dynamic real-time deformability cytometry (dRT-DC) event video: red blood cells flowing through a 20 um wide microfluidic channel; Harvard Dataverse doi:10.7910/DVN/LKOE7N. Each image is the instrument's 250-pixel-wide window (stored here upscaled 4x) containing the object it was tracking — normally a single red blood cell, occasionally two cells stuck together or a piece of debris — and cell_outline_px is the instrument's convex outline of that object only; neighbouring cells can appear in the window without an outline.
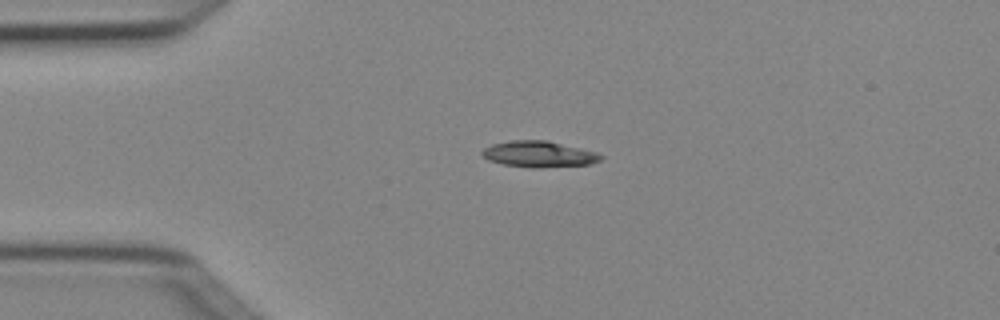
{"species": "Egyptian fruit bat (a non-hibernating species)", "species_latin": "Rousettus aegyptiacus", "temperature_condition": "cold", "stored_images_in_passage": 5, "camera_frame_rate_fps": 3000, "um_per_image_px": 0.085, "animal": {"sex": "female"}, "frame": {"image": 1, "passage_image": 1, "time_ms": 0.0, "image_size_px": [1000, 320], "cell_outline_px": [[604, 156], [600, 160], [592, 164], [540, 168], [532, 168], [504, 164], [488, 160], [480, 152], [484, 148], [492, 144], [512, 140], [548, 140], [596, 152]], "centroid_in_image_um": [45.82, 13.1], "position_along_channel_um": 39.2, "area_um2": 18.09}}
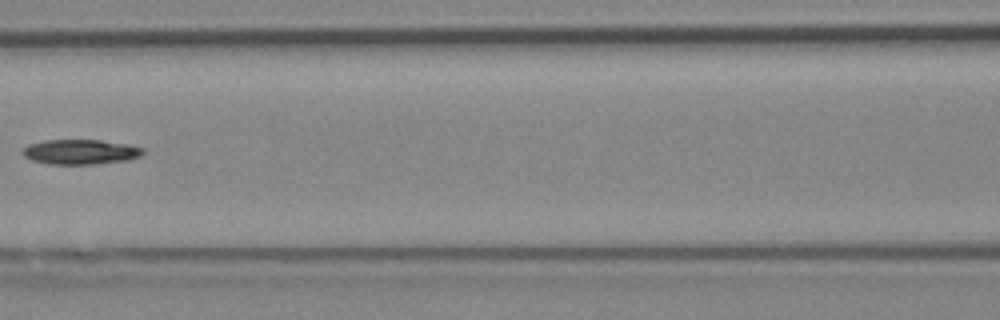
{"frame": {"image": 2, "passage_image": 4, "time_ms": 1.0, "image_size_px": [1000, 320], "cell_outline_px": [[144, 152], [140, 156], [128, 160], [96, 164], [48, 164], [32, 160], [24, 156], [20, 152], [28, 144], [44, 140], [100, 140], [128, 144], [144, 148]], "centroid_in_image_um": [6.83, 12.91], "position_along_channel_um": 159.8, "area_um2": 17.57}}
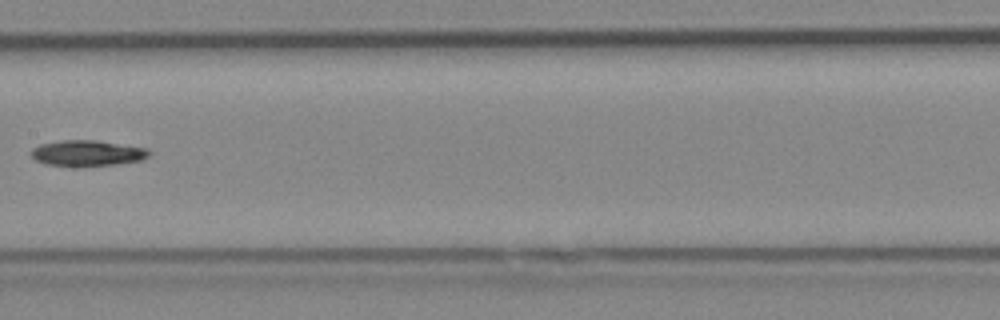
{"frame": {"image": 3, "passage_image": 5, "time_ms": 1.333, "image_size_px": [1000, 320], "cell_outline_px": [[152, 152], [144, 160], [116, 164], [48, 164], [36, 160], [32, 156], [32, 148], [40, 144], [60, 140], [96, 140], [148, 148]], "centroid_in_image_um": [7.49, 12.97], "position_along_channel_um": 199.9, "area_um2": 17.17}}